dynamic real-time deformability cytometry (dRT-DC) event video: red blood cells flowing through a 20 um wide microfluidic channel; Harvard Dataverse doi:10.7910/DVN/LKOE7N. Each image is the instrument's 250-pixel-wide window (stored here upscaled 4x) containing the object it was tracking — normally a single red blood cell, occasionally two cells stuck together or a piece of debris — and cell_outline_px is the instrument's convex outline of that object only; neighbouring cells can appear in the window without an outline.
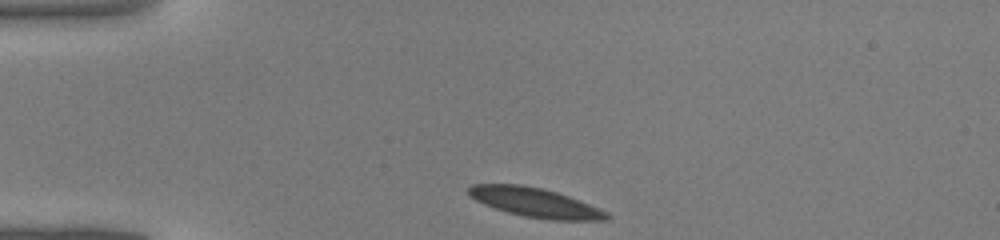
{"species": "common noctule bat (a hibernating species)", "species_latin": "Nyctalus noctula", "temperature_condition": "warm", "stored_images_in_passage": 28, "camera_frame_rate_fps": 3000, "um_per_image_px": 0.085, "animal": {"sex": "male", "body_mass_g": 19.0, "forearm_length_mm": 50.8}, "frame": {"image": 1, "passage_image": 1, "time_ms": 0.0, "image_size_px": [1000, 240], "cell_outline_px": [[612, 216], [608, 220], [552, 220], [524, 216], [508, 212], [484, 204], [468, 196], [468, 188], [472, 184], [520, 184], [540, 188], [556, 192], [568, 196], [608, 212]], "centroid_in_image_um": [45.49, 17.21], "position_along_channel_um": 39.5, "area_um2": 23.35}}
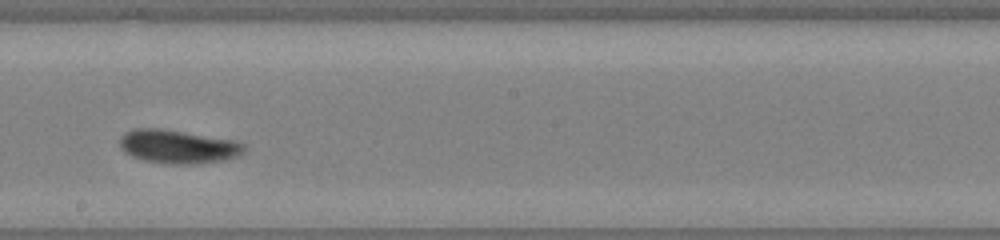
{"frame": {"image": 2, "passage_image": 16, "time_ms": 5.0, "image_size_px": [1000, 240], "cell_outline_px": [[244, 152], [236, 156], [224, 160], [196, 164], [168, 164], [144, 160], [132, 156], [124, 152], [120, 148], [120, 136], [124, 132], [136, 128], [160, 128], [232, 140], [244, 144]], "centroid_in_image_um": [15.07, 12.46], "position_along_channel_um": 233.1, "area_um2": 24.22}}
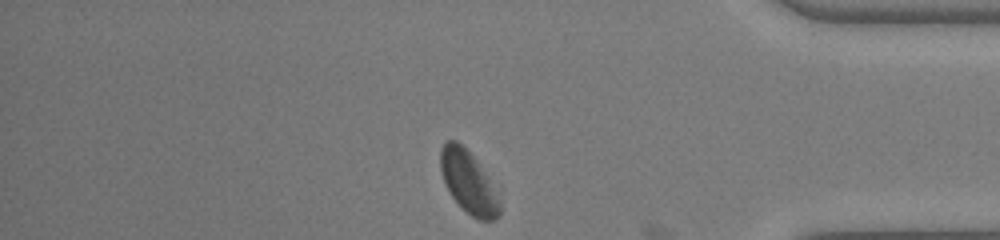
{"frame": {"image": 3, "passage_image": 28, "time_ms": 9.0, "image_size_px": [1000, 240], "cell_outline_px": [[500, 212], [496, 220], [480, 220], [472, 216], [452, 196], [444, 180], [440, 168], [440, 148], [444, 140], [456, 140], [476, 160], [500, 200]], "centroid_in_image_um": [39.79, 15.47], "position_along_channel_um": 395.4, "area_um2": 20.75}}